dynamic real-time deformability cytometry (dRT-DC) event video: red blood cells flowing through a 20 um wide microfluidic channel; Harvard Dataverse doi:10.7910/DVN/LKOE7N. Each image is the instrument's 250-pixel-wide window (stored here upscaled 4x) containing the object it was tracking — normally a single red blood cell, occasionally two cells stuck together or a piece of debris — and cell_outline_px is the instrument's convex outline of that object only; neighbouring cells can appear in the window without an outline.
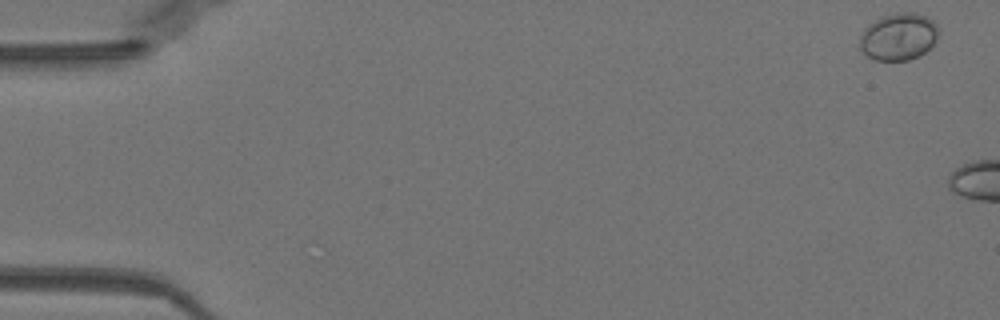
{"species": "Egyptian fruit bat (a non-hibernating species)", "species_latin": "Rousettus aegyptiacus", "temperature_condition": "warm", "stored_images_in_passage": 5, "camera_frame_rate_fps": 3000, "um_per_image_px": 0.085, "animal": {"sex": "female"}, "frame": {"image": 1, "passage_image": 1, "time_ms": 0.0, "image_size_px": [1000, 320], "cell_outline_px": [[940, 28], [936, 40], [920, 56], [908, 60], [876, 60], [868, 56], [860, 48], [860, 36], [864, 28], [868, 24], [884, 16], [896, 12], [916, 12], [928, 16]], "centroid_in_image_um": [76.4, 3.1], "position_along_channel_um": 8.6, "area_um2": 21.73}}